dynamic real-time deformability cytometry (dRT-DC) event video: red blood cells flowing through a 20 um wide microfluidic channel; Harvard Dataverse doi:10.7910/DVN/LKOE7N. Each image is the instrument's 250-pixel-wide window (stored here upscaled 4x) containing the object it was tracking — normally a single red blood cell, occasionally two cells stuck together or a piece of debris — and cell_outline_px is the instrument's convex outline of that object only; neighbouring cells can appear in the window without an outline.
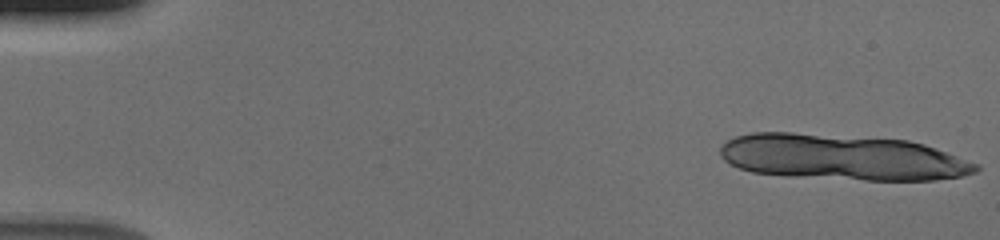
{"species": "human", "species_latin": "Homo sapiens", "temperature_condition": "cold", "stored_images_in_passage": 12, "camera_frame_rate_fps": 3000, "um_per_image_px": 0.085, "donor": {"sex": "male"}, "frame": {"image": 1, "passage_image": 1, "time_ms": 0.0, "image_size_px": [1000, 240], "cell_outline_px": [[980, 168], [976, 172], [960, 176], [936, 180], [864, 180], [788, 176], [752, 172], [740, 168], [724, 160], [720, 156], [720, 144], [736, 136], [752, 132], [792, 132], [908, 140], [924, 144], [980, 164]], "centroid_in_image_um": [71.57, 13.37], "position_along_channel_um": 13.4, "area_um2": 68.26}}